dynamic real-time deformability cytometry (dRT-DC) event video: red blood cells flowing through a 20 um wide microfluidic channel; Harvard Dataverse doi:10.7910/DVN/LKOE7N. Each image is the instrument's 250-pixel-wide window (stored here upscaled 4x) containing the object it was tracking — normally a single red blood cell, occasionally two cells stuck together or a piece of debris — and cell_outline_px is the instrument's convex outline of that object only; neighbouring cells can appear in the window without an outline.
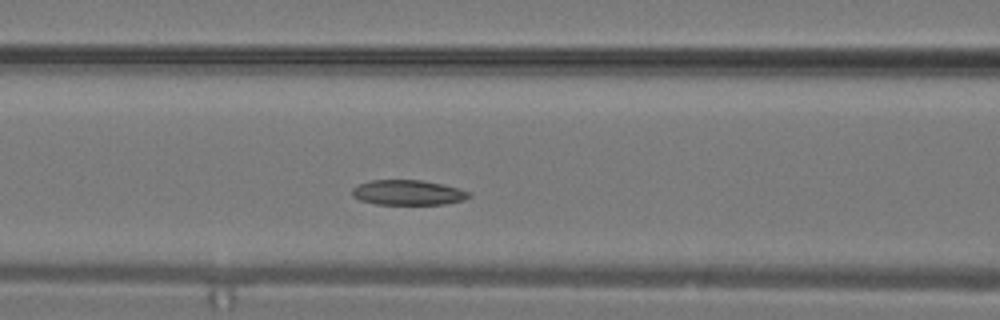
{"species": "common noctule bat (a hibernating species)", "species_latin": "Nyctalus noctula", "temperature_condition": "warm", "stored_images_in_passage": 11, "camera_frame_rate_fps": 3000, "um_per_image_px": 0.085, "animal": {"sex": "male", "body_mass_g": 19.2, "forearm_length_mm": 51.8}, "frame": {"image": 1, "passage_image": 7, "time_ms": 2.0, "image_size_px": [1000, 320], "cell_outline_px": [[472, 196], [464, 200], [444, 204], [376, 204], [360, 200], [352, 196], [352, 188], [360, 184], [372, 180], [420, 180], [460, 188], [472, 192]], "centroid_in_image_um": [34.71, 16.37], "position_along_channel_um": 131.9, "area_um2": 17.05}}
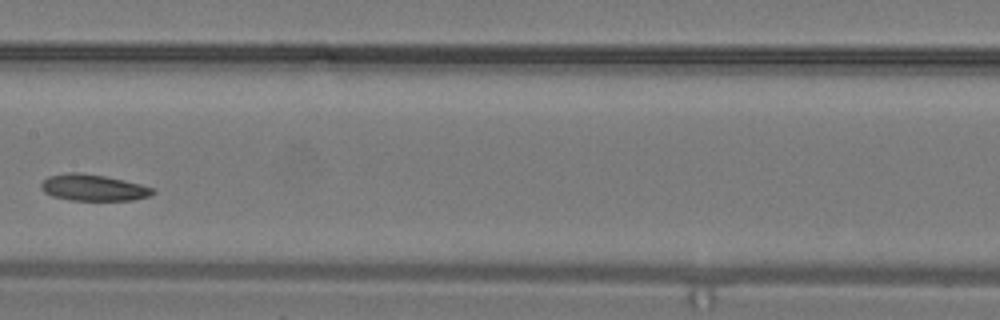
{"frame": {"image": 2, "passage_image": 10, "time_ms": 3.0, "image_size_px": [1000, 320], "cell_outline_px": [[156, 192], [148, 196], [132, 200], [72, 200], [52, 196], [44, 192], [40, 188], [40, 184], [48, 176], [68, 172], [76, 172], [104, 176], [124, 180], [156, 188]], "centroid_in_image_um": [7.93, 15.95], "position_along_channel_um": 199.5, "area_um2": 17.17}}